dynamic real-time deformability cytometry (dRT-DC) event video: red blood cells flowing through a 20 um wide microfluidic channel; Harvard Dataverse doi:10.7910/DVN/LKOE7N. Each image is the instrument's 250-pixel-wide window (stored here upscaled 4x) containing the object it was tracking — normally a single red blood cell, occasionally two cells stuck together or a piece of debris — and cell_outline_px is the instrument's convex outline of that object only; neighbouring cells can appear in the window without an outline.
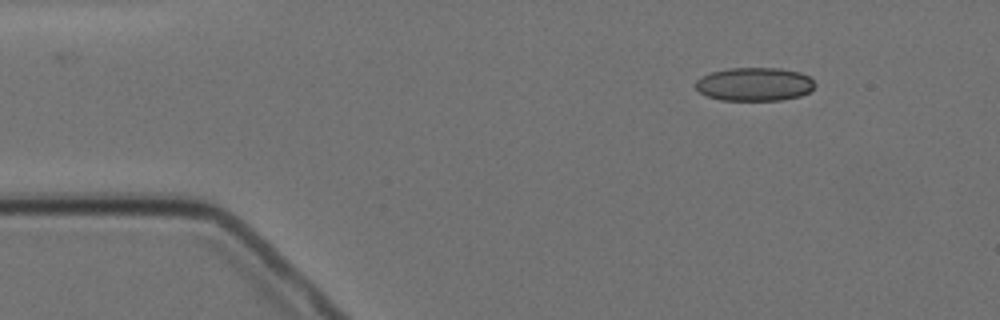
{"species": "Egyptian fruit bat (a non-hibernating species)", "species_latin": "Rousettus aegyptiacus", "temperature_condition": "cold", "stored_images_in_passage": 3, "camera_frame_rate_fps": 3000, "um_per_image_px": 0.085, "animal": {"sex": "female"}, "frame": {"image": 1, "passage_image": 1, "time_ms": 0.0, "image_size_px": [1000, 320], "cell_outline_px": [[816, 84], [808, 92], [800, 96], [780, 100], [720, 100], [708, 96], [700, 92], [696, 88], [696, 80], [712, 72], [728, 68], [780, 68], [800, 72], [808, 76]], "centroid_in_image_um": [64.14, 7.15], "position_along_channel_um": 20.9, "area_um2": 23.12}}